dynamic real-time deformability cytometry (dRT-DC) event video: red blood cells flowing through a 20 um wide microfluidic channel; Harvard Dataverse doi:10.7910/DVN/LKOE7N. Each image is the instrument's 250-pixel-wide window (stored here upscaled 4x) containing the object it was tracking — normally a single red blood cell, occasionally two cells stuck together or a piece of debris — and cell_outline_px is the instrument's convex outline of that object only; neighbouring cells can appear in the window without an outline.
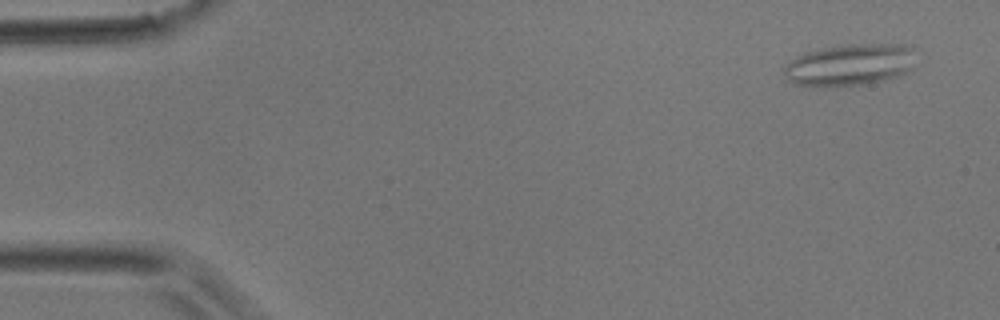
{"species": "common noctule bat (a hibernating species)", "species_latin": "Nyctalus noctula", "temperature_condition": "room temperature", "stored_images_in_passage": 4, "camera_frame_rate_fps": 3000, "um_per_image_px": 0.085, "animal": {"sex": "male", "body_mass_g": 17.9}, "frame": {"image": 1, "passage_image": 1, "time_ms": 0.0, "image_size_px": [1000, 320], "cell_outline_px": [[912, 68], [908, 72], [900, 76], [888, 80], [860, 84], [796, 84], [784, 72], [784, 68], [796, 56], [804, 52], [840, 44], [912, 44]], "centroid_in_image_um": [72.32, 5.45], "position_along_channel_um": 12.7, "area_um2": 31.39}}